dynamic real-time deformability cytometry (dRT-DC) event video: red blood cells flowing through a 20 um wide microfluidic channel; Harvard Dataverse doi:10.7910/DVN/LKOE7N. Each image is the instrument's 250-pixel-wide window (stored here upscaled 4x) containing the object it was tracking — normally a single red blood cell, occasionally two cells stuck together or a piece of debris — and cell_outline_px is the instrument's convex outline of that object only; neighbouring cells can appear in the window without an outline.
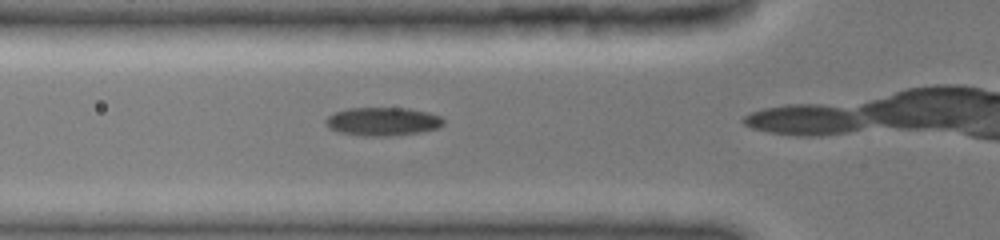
{"species": "common noctule bat (a hibernating species)", "species_latin": "Nyctalus noctula", "temperature_condition": "cold", "stored_images_in_passage": 17, "camera_frame_rate_fps": 3000, "um_per_image_px": 0.085, "animal": {"sex": "female", "body_mass_g": 19.0, "forearm_length_mm": 51.5}, "frame": {"image": 1, "passage_image": 15, "time_ms": 3.0, "image_size_px": [1000, 240], "cell_outline_px": [[444, 124], [436, 128], [420, 132], [392, 136], [364, 136], [340, 132], [332, 128], [324, 120], [328, 116], [336, 112], [352, 108], [408, 108], [428, 112], [440, 116], [444, 120]], "centroid_in_image_um": [32.57, 10.32], "position_along_channel_um": 93.2, "area_um2": 19.25}}